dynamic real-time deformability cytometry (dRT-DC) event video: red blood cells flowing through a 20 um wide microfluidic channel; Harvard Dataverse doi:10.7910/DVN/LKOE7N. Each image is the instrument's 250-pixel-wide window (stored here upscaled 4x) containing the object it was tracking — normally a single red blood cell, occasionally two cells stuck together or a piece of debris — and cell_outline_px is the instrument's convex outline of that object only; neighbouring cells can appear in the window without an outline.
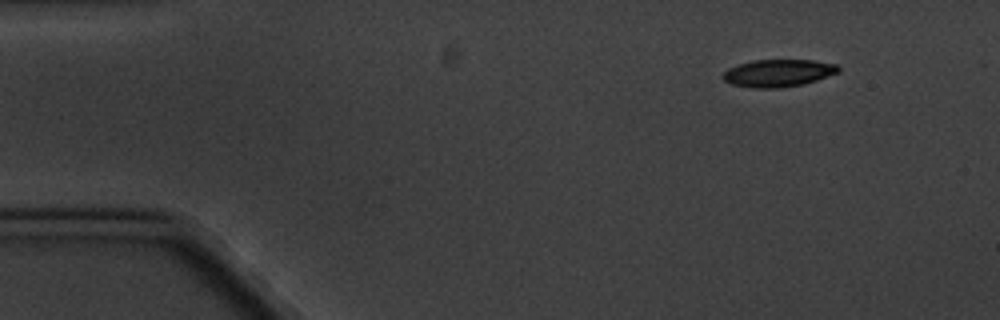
{"species": "common noctule bat (a hibernating species)", "species_latin": "Nyctalus noctula", "temperature_condition": "cold", "stored_images_in_passage": 4, "segment_of_instrument_passage": [1, 2], "camera_frame_rate_fps": 3000, "um_per_image_px": 0.085, "animal": {"sex": "male", "body_mass_g": 20.1, "forearm_length_mm": 53.5}, "frame": {"image": 1, "passage_image": 1, "time_ms": 0.0, "image_size_px": [1000, 320], "cell_outline_px": [[840, 72], [804, 84], [780, 88], [752, 88], [732, 84], [724, 80], [720, 76], [728, 68], [752, 60], [812, 60], [836, 64], [840, 68]], "centroid_in_image_um": [66.14, 6.21], "position_along_channel_um": 18.9, "area_um2": 18.5}}